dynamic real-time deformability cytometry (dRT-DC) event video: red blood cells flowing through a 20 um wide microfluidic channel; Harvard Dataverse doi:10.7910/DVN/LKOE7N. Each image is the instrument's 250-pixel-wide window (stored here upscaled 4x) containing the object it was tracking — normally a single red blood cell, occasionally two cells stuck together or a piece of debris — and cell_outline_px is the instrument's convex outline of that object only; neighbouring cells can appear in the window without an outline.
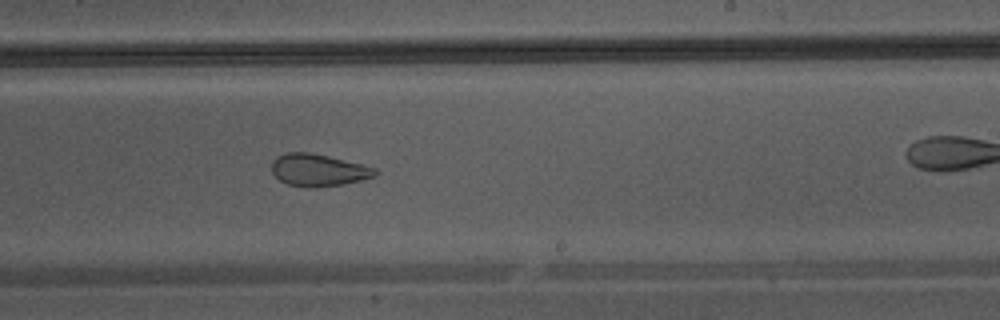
{"species": "Egyptian fruit bat (a non-hibernating species)", "species_latin": "Rousettus aegyptiacus", "temperature_condition": "warm", "stored_images_in_passage": 38, "camera_frame_rate_fps": 3000, "um_per_image_px": 0.085, "animal": {"sex": "male"}, "frame": {"image": 1, "passage_image": 27, "time_ms": 8.667, "image_size_px": [1000, 320], "cell_outline_px": [[376, 172], [372, 176], [360, 180], [340, 184], [312, 188], [288, 184], [280, 180], [272, 172], [272, 160], [276, 156], [288, 152], [308, 152], [328, 156], [376, 168]], "centroid_in_image_um": [26.99, 14.45], "position_along_channel_um": 262.0, "area_um2": 19.02}}